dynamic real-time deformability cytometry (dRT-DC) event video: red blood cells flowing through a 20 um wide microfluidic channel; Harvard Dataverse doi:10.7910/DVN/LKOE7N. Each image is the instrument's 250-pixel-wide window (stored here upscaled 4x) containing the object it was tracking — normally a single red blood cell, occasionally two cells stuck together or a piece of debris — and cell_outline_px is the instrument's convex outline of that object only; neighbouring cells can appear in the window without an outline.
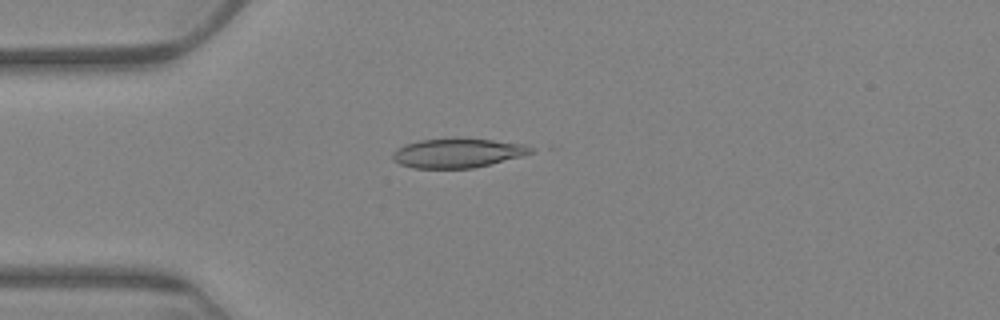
{"species": "Egyptian fruit bat (a non-hibernating species)", "species_latin": "Rousettus aegyptiacus", "temperature_condition": "warm", "stored_images_in_passage": 10, "camera_frame_rate_fps": 3000, "um_per_image_px": 0.085, "animal": {"sex": "female"}, "frame": {"image": 1, "passage_image": 6, "time_ms": 1.667, "image_size_px": [1000, 320], "cell_outline_px": [[532, 152], [520, 156], [472, 168], [412, 168], [400, 164], [392, 160], [392, 152], [404, 144], [420, 140], [456, 136], [492, 140], [524, 144], [532, 148]], "centroid_in_image_um": [38.81, 12.98], "position_along_channel_um": 46.2, "area_um2": 23.81}}